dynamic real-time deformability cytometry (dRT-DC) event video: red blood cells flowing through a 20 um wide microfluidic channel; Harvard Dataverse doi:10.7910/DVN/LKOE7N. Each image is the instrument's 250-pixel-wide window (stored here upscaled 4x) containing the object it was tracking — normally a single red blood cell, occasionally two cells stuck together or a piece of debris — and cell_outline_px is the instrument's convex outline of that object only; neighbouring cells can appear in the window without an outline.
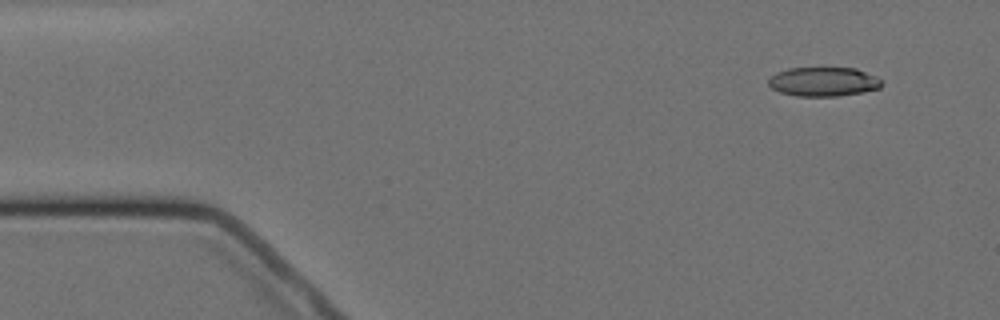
{"species": "Egyptian fruit bat (a non-hibernating species)", "species_latin": "Rousettus aegyptiacus", "temperature_condition": "cold", "stored_images_in_passage": 5, "camera_frame_rate_fps": 3000, "um_per_image_px": 0.085, "animal": {"sex": "female"}, "frame": {"image": 1, "passage_image": 2, "time_ms": 1.333, "image_size_px": [1000, 320], "cell_outline_px": [[884, 84], [880, 88], [864, 92], [840, 96], [796, 96], [780, 92], [772, 88], [768, 84], [768, 80], [776, 72], [788, 68], [856, 68], [876, 76]], "centroid_in_image_um": [70.01, 6.95], "position_along_channel_um": 15.0, "area_um2": 19.36}}